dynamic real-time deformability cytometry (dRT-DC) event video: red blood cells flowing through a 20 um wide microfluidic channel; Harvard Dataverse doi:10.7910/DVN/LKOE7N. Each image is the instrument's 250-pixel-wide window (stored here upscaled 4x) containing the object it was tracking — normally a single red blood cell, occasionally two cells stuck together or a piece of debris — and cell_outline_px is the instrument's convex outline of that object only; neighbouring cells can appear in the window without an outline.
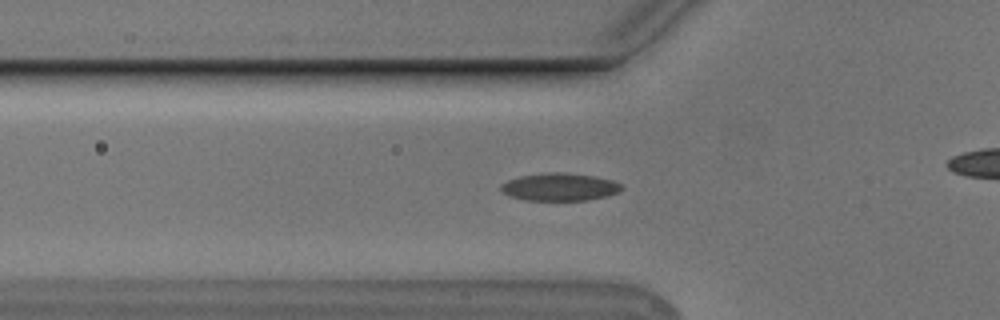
{"species": "Egyptian fruit bat (a non-hibernating species)", "species_latin": "Rousettus aegyptiacus", "temperature_condition": "cold", "stored_images_in_passage": 44, "camera_frame_rate_fps": 3000, "um_per_image_px": 0.085, "animal": {"sex": "male"}, "frame": {"image": 1, "passage_image": 18, "time_ms": 5.667, "image_size_px": [1000, 320], "cell_outline_px": [[624, 188], [620, 192], [608, 196], [588, 200], [524, 200], [512, 196], [504, 192], [500, 188], [500, 184], [508, 180], [520, 176], [544, 172], [564, 172], [596, 176], [612, 180], [620, 184]], "centroid_in_image_um": [47.61, 15.88], "position_along_channel_um": 78.2, "area_um2": 19.59}}
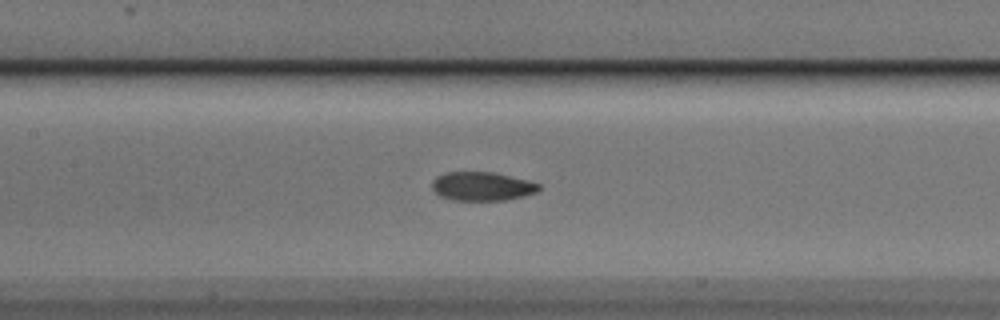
{"frame": {"image": 2, "passage_image": 25, "time_ms": 8.0, "image_size_px": [1000, 320], "cell_outline_px": [[540, 188], [536, 192], [524, 196], [504, 200], [452, 200], [440, 196], [432, 188], [432, 180], [436, 176], [444, 172], [492, 172], [528, 180], [540, 184]], "centroid_in_image_um": [40.95, 15.83], "position_along_channel_um": 166.4, "area_um2": 17.92}}
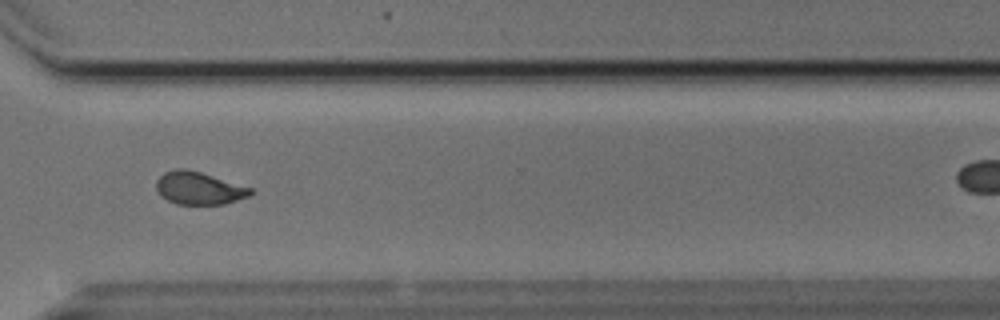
{"frame": {"image": 3, "passage_image": 40, "time_ms": 13.0, "image_size_px": [1000, 320], "cell_outline_px": [[256, 192], [248, 196], [224, 204], [176, 204], [168, 200], [156, 188], [156, 180], [164, 172], [176, 168], [184, 168], [200, 172], [252, 188]], "centroid_in_image_um": [16.92, 15.99], "position_along_channel_um": 353.7, "area_um2": 17.74}}